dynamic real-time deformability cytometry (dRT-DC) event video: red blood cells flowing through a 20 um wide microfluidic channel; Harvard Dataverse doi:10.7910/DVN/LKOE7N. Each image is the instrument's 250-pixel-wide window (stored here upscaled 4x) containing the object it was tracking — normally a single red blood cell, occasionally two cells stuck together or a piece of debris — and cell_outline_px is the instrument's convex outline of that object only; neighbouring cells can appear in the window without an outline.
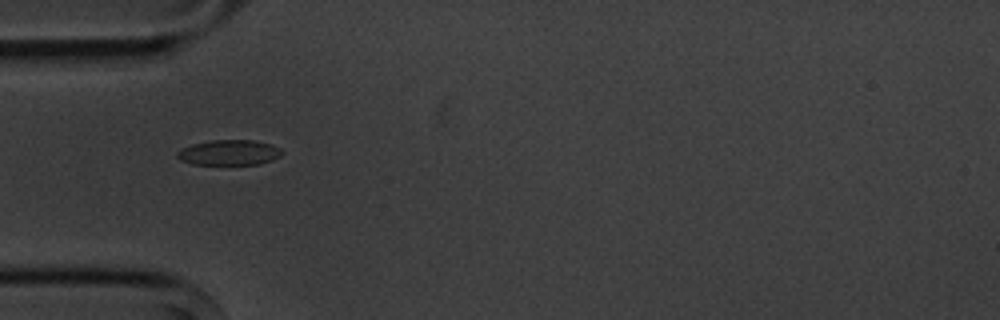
{"species": "common noctule bat (a hibernating species)", "species_latin": "Nyctalus noctula", "temperature_condition": "cold", "stored_images_in_passage": 11, "camera_frame_rate_fps": 3000, "um_per_image_px": 0.085, "animal": {"sex": "male", "body_mass_g": 20.1, "forearm_length_mm": 53.5}, "frame": {"image": 1, "passage_image": 5, "time_ms": 5.333, "image_size_px": [1000, 320], "cell_outline_px": [[284, 152], [280, 156], [272, 160], [260, 164], [192, 164], [180, 160], [176, 156], [176, 152], [180, 148], [192, 144], [212, 140], [252, 140], [272, 144], [280, 148]], "centroid_in_image_um": [19.47, 12.96], "position_along_channel_um": 65.5, "area_um2": 15.55}}
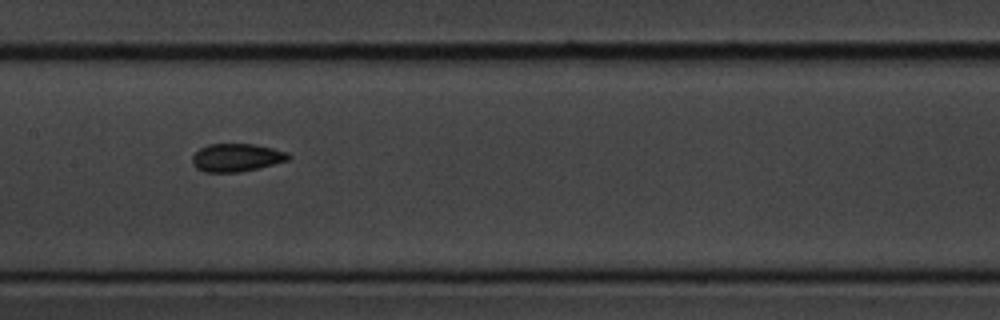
{"frame": {"image": 2, "passage_image": 8, "time_ms": 8.667, "image_size_px": [1000, 320], "cell_outline_px": [[292, 156], [288, 160], [240, 172], [204, 172], [196, 168], [192, 164], [192, 156], [200, 148], [208, 144], [252, 144], [272, 148], [288, 152]], "centroid_in_image_um": [20.08, 13.39], "position_along_channel_um": 187.3, "area_um2": 15.61}}
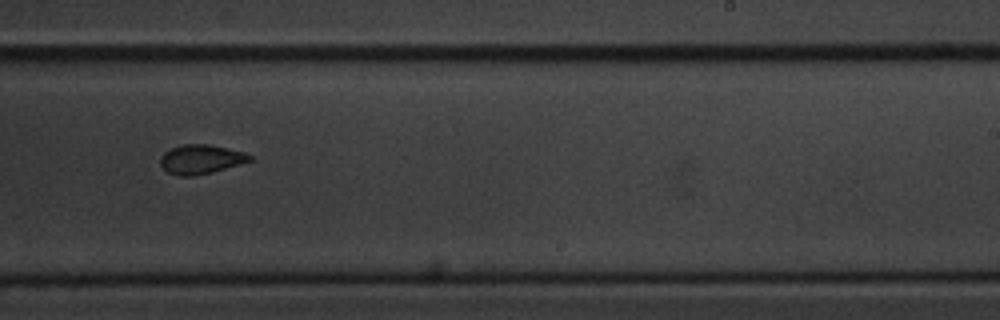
{"frame": {"image": 3, "passage_image": 10, "time_ms": 11.0, "image_size_px": [1000, 320], "cell_outline_px": [[252, 160], [212, 172], [192, 176], [180, 176], [168, 172], [160, 164], [160, 156], [164, 152], [172, 148], [184, 144], [208, 144], [228, 148], [244, 152], [252, 156]], "centroid_in_image_um": [17.06, 13.53], "position_along_channel_um": 271.9, "area_um2": 15.09}}